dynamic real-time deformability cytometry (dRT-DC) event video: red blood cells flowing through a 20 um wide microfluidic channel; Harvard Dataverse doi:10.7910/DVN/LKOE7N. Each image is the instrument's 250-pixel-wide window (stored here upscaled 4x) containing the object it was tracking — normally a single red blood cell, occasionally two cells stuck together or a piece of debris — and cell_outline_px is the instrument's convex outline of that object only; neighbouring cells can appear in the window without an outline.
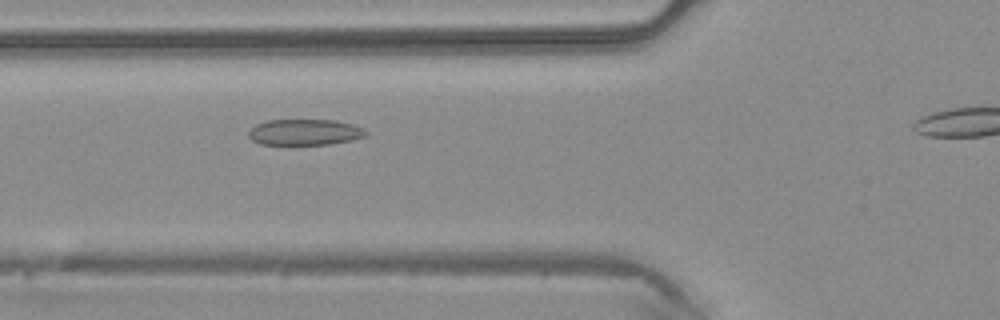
{"species": "common noctule bat (a hibernating species)", "species_latin": "Nyctalus noctula", "temperature_condition": "warm", "stored_images_in_passage": 30, "camera_frame_rate_fps": 3000, "um_per_image_px": 0.085, "animal": {"sex": "male", "body_mass_g": 20.4}, "frame": {"image": 1, "passage_image": 10, "time_ms": 3.0, "image_size_px": [1000, 320], "cell_outline_px": [[368, 132], [364, 136], [352, 140], [328, 144], [260, 144], [252, 140], [248, 136], [248, 132], [256, 124], [268, 120], [336, 120], [352, 124], [364, 128]], "centroid_in_image_um": [25.91, 11.23], "position_along_channel_um": 99.9, "area_um2": 17.69}}
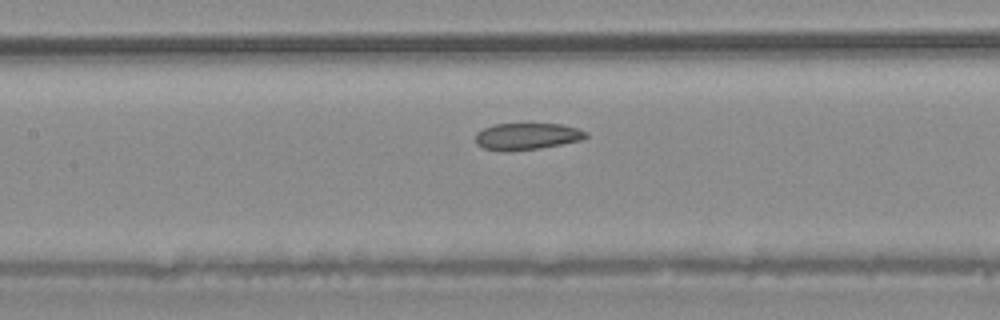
{"frame": {"image": 2, "passage_image": 14, "time_ms": 4.333, "image_size_px": [1000, 320], "cell_outline_px": [[588, 136], [580, 140], [540, 148], [512, 152], [504, 152], [484, 148], [476, 144], [476, 132], [484, 128], [496, 124], [564, 124], [588, 132]], "centroid_in_image_um": [44.77, 11.6], "position_along_channel_um": 162.6, "area_um2": 17.28}}
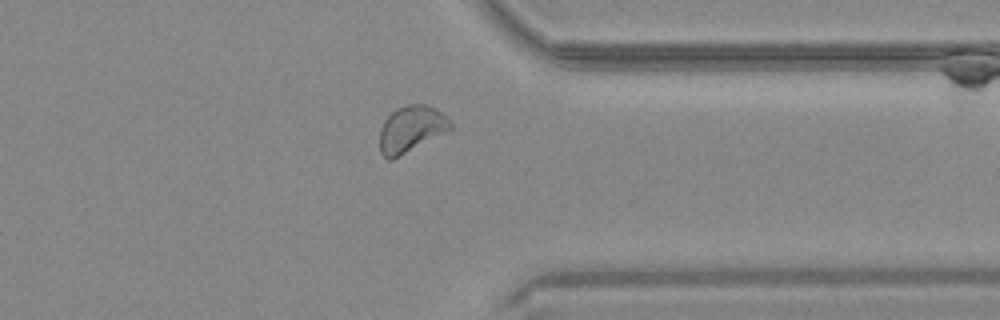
{"frame": {"image": 3, "passage_image": 28, "time_ms": 9.0, "image_size_px": [1000, 320], "cell_outline_px": [[452, 128], [392, 160], [388, 160], [380, 152], [380, 128], [384, 120], [396, 108], [408, 104], [424, 104], [436, 108], [452, 124]], "centroid_in_image_um": [34.9, 10.96], "position_along_channel_um": 376.5, "area_um2": 18.79}}